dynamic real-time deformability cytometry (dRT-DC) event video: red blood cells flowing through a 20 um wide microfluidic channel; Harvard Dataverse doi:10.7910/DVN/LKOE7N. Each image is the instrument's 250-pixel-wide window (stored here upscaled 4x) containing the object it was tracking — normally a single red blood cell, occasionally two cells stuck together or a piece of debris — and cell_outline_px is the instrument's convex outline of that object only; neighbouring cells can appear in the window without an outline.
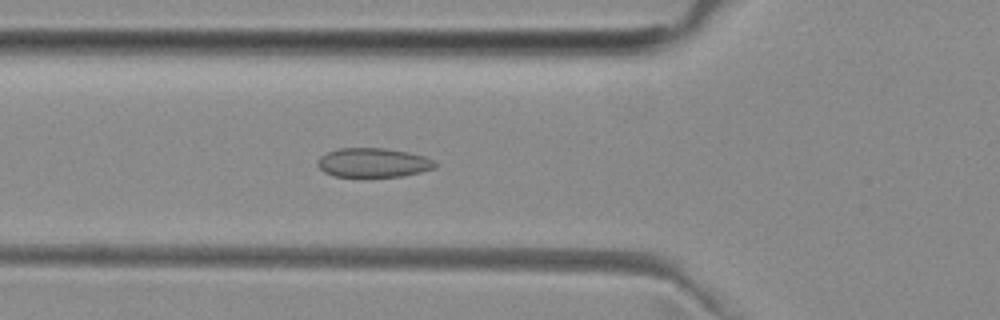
{"species": "common noctule bat (a hibernating species)", "species_latin": "Nyctalus noctula", "temperature_condition": "room temperature", "stored_images_in_passage": 37, "camera_frame_rate_fps": 3000, "um_per_image_px": 0.085, "animal": {"sex": "female", "body_mass_g": 29.2, "forearm_length_mm": 56.3}, "frame": {"image": 1, "passage_image": 3, "time_ms": 0.667, "image_size_px": [1000, 320], "cell_outline_px": [[440, 164], [436, 168], [420, 172], [400, 176], [332, 176], [324, 172], [316, 164], [316, 160], [320, 156], [328, 152], [340, 148], [384, 148], [408, 152], [424, 156]], "centroid_in_image_um": [31.72, 13.82], "position_along_channel_um": 94.1, "area_um2": 20.0}}
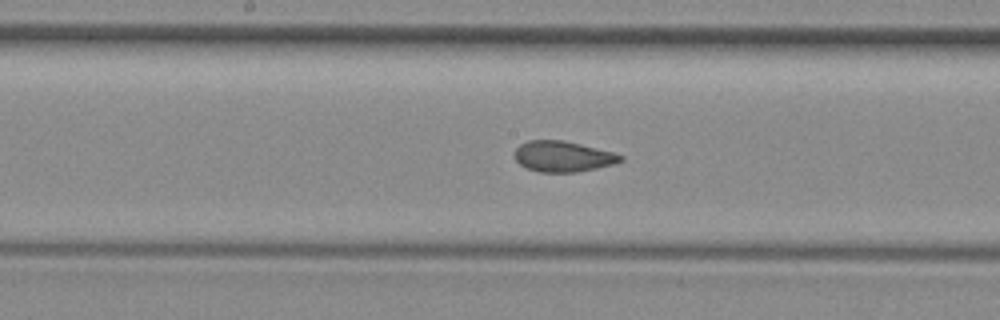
{"frame": {"image": 2, "passage_image": 11, "time_ms": 3.333, "image_size_px": [1000, 320], "cell_outline_px": [[624, 160], [612, 164], [596, 168], [576, 172], [540, 172], [528, 168], [520, 164], [512, 156], [516, 148], [520, 144], [528, 140], [564, 140], [612, 152], [624, 156]], "centroid_in_image_um": [47.81, 13.29], "position_along_channel_um": 200.4, "area_um2": 18.9}}
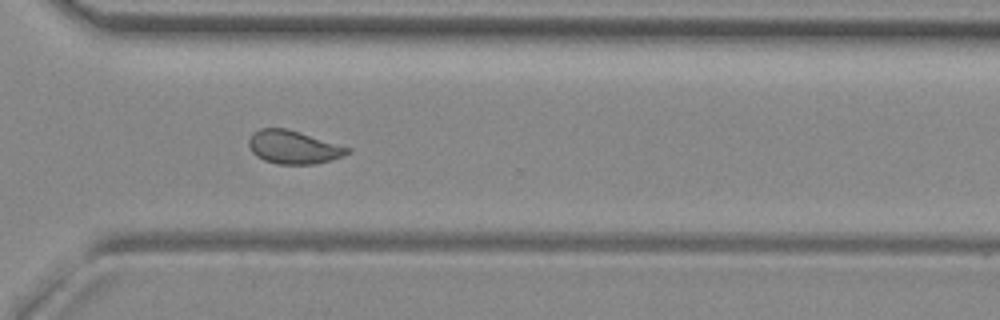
{"frame": {"image": 3, "passage_image": 22, "time_ms": 7.0, "image_size_px": [1000, 320], "cell_outline_px": [[352, 152], [344, 156], [332, 160], [316, 164], [276, 164], [264, 160], [256, 156], [252, 152], [248, 144], [248, 140], [252, 132], [260, 128], [288, 128], [352, 148]], "centroid_in_image_um": [24.96, 12.51], "position_along_channel_um": 345.6, "area_um2": 19.48}, "authors_computed_cell_mechanics": {"area_um2": 19.4208, "velocity_mm_per_s": 3.9676, "shape_relaxation_time_tau1_ms": null, "shape_relaxation_time_tau2_ms": 1.0942, "deformation_change_tau1": null, "deformation_change_tau2": 0.0479}}